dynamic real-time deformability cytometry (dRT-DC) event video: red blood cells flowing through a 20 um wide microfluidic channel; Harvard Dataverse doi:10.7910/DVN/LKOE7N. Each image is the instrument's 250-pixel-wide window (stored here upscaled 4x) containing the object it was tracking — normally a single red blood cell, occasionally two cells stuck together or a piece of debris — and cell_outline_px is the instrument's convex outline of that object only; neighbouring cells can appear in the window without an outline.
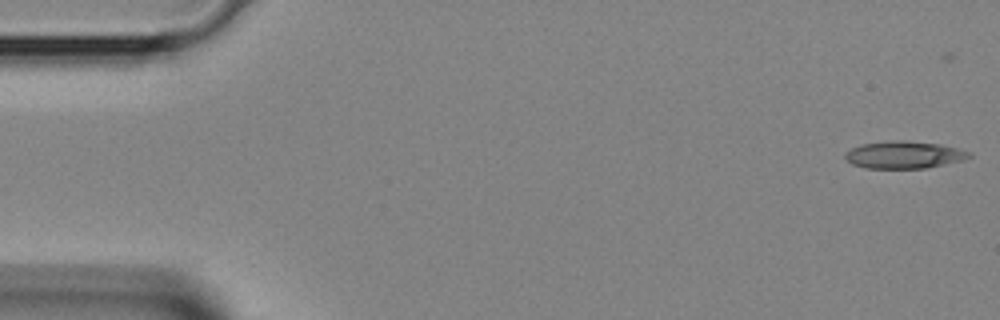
{"species": "Egyptian fruit bat (a non-hibernating species)", "species_latin": "Rousettus aegyptiacus", "temperature_condition": "room temperature", "stored_images_in_passage": 4, "segment_of_instrument_passage": [2, 2], "camera_frame_rate_fps": 3000, "um_per_image_px": 0.085, "animal": {"sex": "female"}, "frame": {"image": 1, "passage_image": 4, "time_ms": 1.0, "image_size_px": [1000, 320], "cell_outline_px": [[972, 156], [960, 160], [944, 164], [924, 168], [864, 168], [852, 164], [844, 156], [844, 152], [860, 144], [896, 140], [900, 140], [940, 144], [972, 152]], "centroid_in_image_um": [76.81, 13.16], "position_along_channel_um": 8.2, "area_um2": 19.54}}